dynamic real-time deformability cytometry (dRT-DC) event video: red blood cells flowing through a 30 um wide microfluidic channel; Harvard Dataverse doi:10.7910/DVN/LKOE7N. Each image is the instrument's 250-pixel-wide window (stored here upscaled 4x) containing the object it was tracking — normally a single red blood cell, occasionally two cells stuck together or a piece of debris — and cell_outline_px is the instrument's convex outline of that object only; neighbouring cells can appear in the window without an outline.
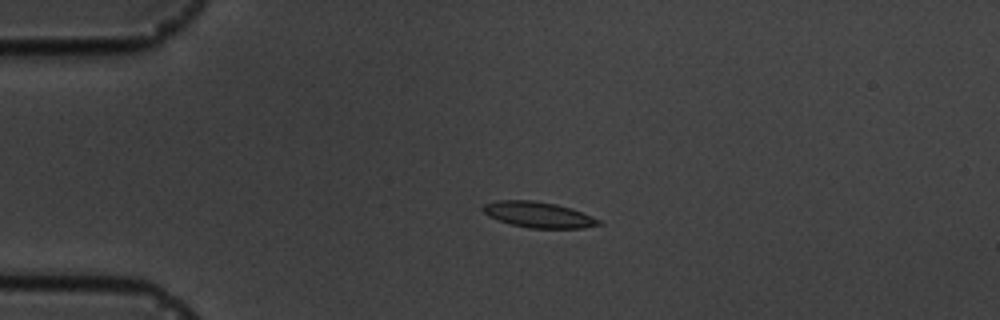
{"species": "common noctule bat (a hibernating species)", "species_latin": "Nyctalus noctula", "temperature_condition": "cold", "stored_images_in_passage": 3, "camera_frame_rate_fps": 3000, "um_per_image_px": 0.085, "animal": {"sex": "male", "body_mass_g": 19.5, "forearm_length_mm": 54.6}, "frame": {"image": 1, "passage_image": 2, "time_ms": 1.0, "image_size_px": [1000, 320], "cell_outline_px": [[604, 224], [584, 228], [528, 228], [512, 224], [488, 216], [480, 208], [484, 204], [500, 200], [536, 200], [556, 204], [572, 208], [592, 216], [600, 220]], "centroid_in_image_um": [45.79, 18.24], "position_along_channel_um": 39.2, "area_um2": 17.46}}